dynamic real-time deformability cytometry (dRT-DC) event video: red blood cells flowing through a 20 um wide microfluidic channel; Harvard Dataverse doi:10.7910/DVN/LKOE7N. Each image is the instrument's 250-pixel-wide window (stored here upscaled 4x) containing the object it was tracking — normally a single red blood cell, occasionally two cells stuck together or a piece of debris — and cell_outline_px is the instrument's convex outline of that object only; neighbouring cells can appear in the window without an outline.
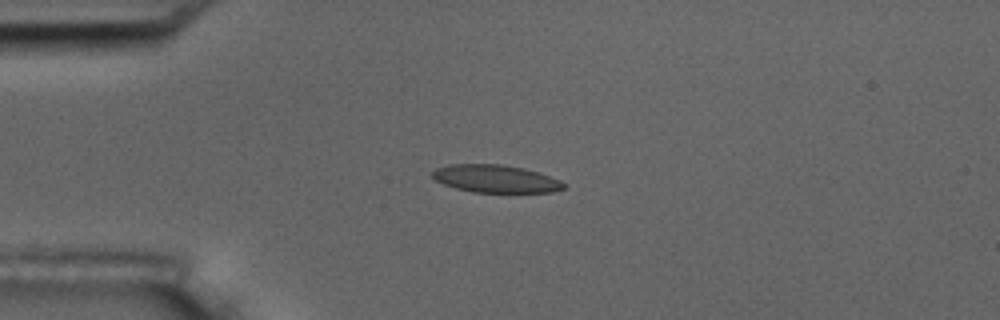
{"species": "common noctule bat (a hibernating species)", "species_latin": "Nyctalus noctula", "temperature_condition": "room temperature", "stored_images_in_passage": 4, "camera_frame_rate_fps": 3000, "um_per_image_px": 0.085, "animal": {"sex": "male", "body_mass_g": 17.5, "forearm_length_mm": 52.3}, "frame": {"image": 1, "passage_image": 3, "time_ms": 2.333, "image_size_px": [1000, 320], "cell_outline_px": [[568, 184], [564, 188], [552, 192], [472, 192], [456, 188], [444, 184], [436, 180], [432, 176], [432, 172], [436, 168], [452, 164], [500, 164], [524, 168], [540, 172], [560, 180]], "centroid_in_image_um": [42.16, 15.19], "position_along_channel_um": 42.8, "area_um2": 21.21}}